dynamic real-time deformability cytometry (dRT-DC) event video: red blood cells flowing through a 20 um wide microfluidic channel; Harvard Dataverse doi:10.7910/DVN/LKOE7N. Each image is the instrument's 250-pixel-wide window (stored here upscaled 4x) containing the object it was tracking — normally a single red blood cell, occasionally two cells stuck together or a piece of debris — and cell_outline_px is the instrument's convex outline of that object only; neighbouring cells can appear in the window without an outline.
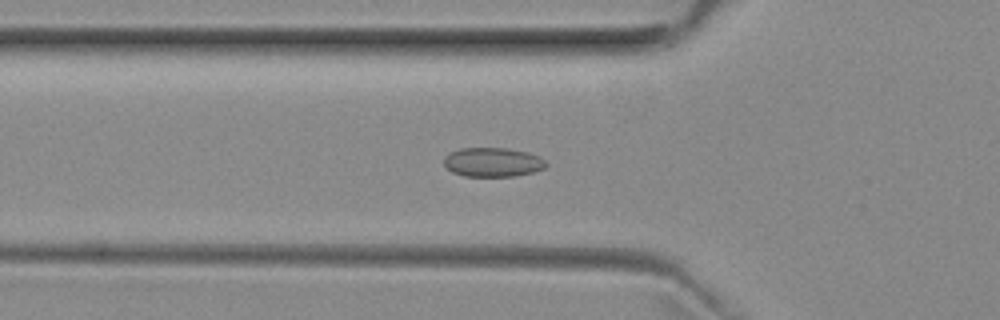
{"species": "common noctule bat (a hibernating species)", "species_latin": "Nyctalus noctula", "temperature_condition": "room temperature", "stored_images_in_passage": 47, "camera_frame_rate_fps": 3000, "um_per_image_px": 0.085, "animal": {"sex": "female", "body_mass_g": 29.2, "forearm_length_mm": 56.3}, "frame": {"image": 1, "passage_image": 18, "time_ms": 5.667, "image_size_px": [1000, 320], "cell_outline_px": [[548, 164], [544, 168], [536, 172], [516, 176], [464, 176], [452, 172], [444, 164], [444, 156], [460, 148], [508, 148], [528, 152], [540, 156]], "centroid_in_image_um": [41.92, 13.79], "position_along_channel_um": 83.9, "area_um2": 17.51}}
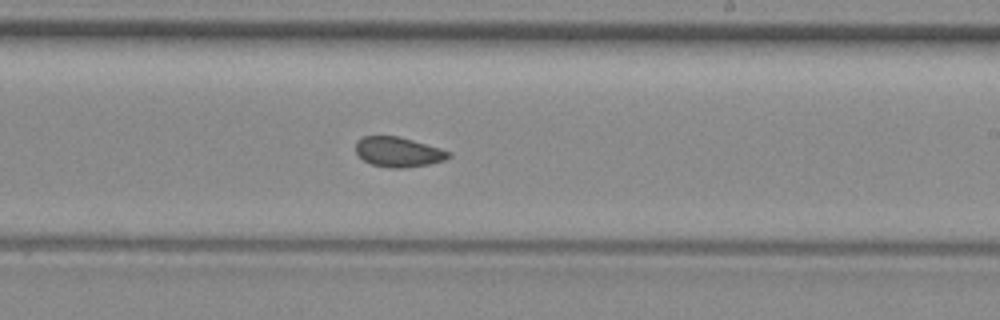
{"frame": {"image": 2, "passage_image": 31, "time_ms": 10.0, "image_size_px": [1000, 320], "cell_outline_px": [[452, 156], [444, 160], [428, 164], [404, 168], [388, 168], [372, 164], [364, 160], [356, 152], [356, 140], [364, 136], [400, 136], [440, 148], [452, 152]], "centroid_in_image_um": [33.87, 12.91], "position_along_channel_um": 255.1, "area_um2": 16.24}}
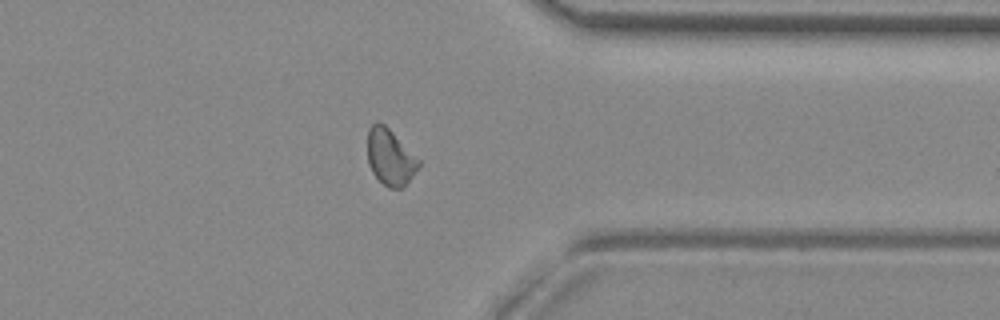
{"frame": {"image": 3, "passage_image": 41, "time_ms": 13.333, "image_size_px": [1000, 320], "cell_outline_px": [[420, 168], [400, 188], [388, 188], [372, 172], [368, 164], [368, 128], [376, 120], [384, 124], [420, 160]], "centroid_in_image_um": [33.15, 13.34], "position_along_channel_um": 378.2, "area_um2": 16.53}}